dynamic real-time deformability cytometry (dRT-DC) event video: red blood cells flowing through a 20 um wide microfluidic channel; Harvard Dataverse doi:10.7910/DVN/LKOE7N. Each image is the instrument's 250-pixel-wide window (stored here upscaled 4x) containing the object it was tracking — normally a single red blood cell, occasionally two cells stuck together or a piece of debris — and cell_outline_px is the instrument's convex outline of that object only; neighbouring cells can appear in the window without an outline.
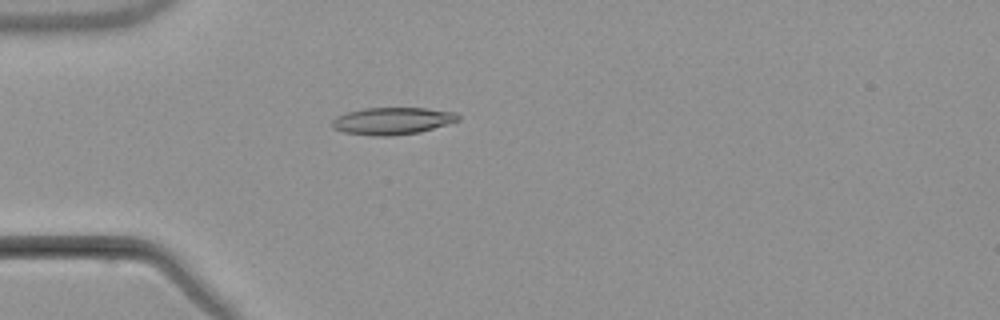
{"species": "common noctule bat (a hibernating species)", "species_latin": "Nyctalus noctula", "temperature_condition": "warm", "stored_images_in_passage": 5, "camera_frame_rate_fps": 3000, "um_per_image_px": 0.085, "animal": {"sex": "male", "body_mass_g": 21.5, "forearm_length_mm": 52.0}, "frame": {"image": 1, "passage_image": 4, "time_ms": 4.667, "image_size_px": [1000, 320], "cell_outline_px": [[460, 120], [448, 124], [420, 132], [392, 136], [372, 136], [344, 132], [332, 128], [332, 120], [336, 116], [348, 112], [364, 108], [424, 108], [456, 112], [460, 116]], "centroid_in_image_um": [33.36, 10.28], "position_along_channel_um": 51.6, "area_um2": 20.06}}